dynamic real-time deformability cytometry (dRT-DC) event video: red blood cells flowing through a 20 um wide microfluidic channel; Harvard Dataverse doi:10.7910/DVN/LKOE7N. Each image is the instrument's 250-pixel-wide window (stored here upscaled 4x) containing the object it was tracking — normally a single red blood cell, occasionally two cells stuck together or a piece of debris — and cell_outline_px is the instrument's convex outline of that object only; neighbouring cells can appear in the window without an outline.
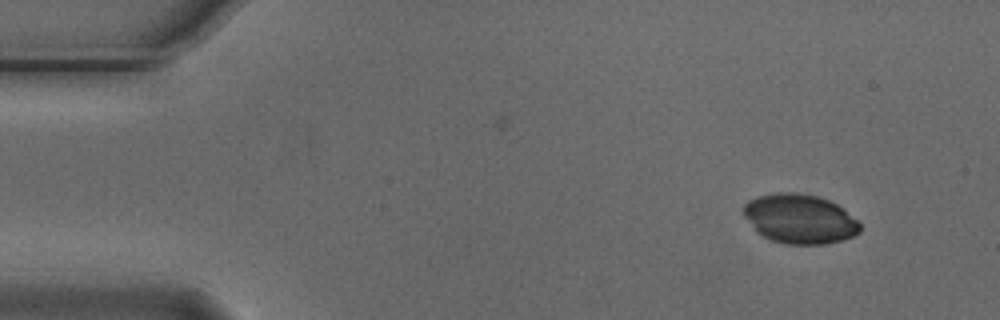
{"species": "Egyptian fruit bat (a non-hibernating species)", "species_latin": "Rousettus aegyptiacus", "temperature_condition": "cold", "stored_images_in_passage": 3, "camera_frame_rate_fps": 3000, "um_per_image_px": 0.085, "animal": {"sex": "male"}, "frame": {"image": 1, "passage_image": 1, "time_ms": 0.0, "image_size_px": [1000, 320], "cell_outline_px": [[860, 232], [852, 236], [840, 240], [824, 244], [784, 244], [772, 240], [756, 232], [744, 216], [740, 208], [748, 200], [756, 196], [776, 192], [796, 192], [816, 196], [828, 200], [836, 204], [856, 220], [860, 224]], "centroid_in_image_um": [67.9, 18.59], "position_along_channel_um": 17.1, "area_um2": 33.52}}